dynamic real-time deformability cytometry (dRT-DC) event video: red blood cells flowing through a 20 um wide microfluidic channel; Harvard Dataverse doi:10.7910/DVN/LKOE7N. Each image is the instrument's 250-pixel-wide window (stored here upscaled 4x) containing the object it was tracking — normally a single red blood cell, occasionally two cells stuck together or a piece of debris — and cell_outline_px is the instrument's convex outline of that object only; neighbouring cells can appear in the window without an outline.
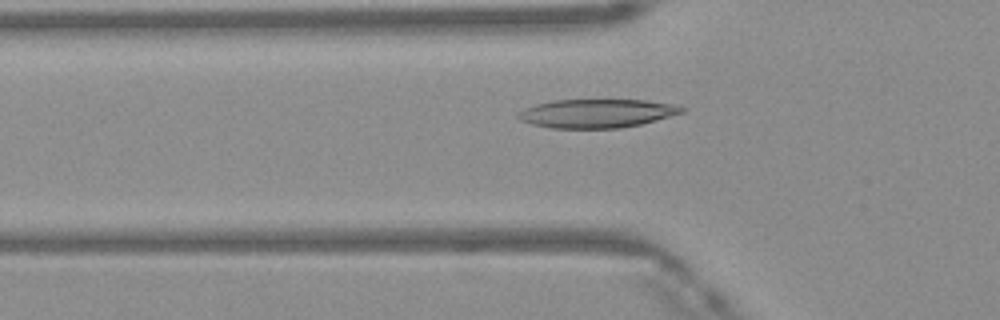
{"species": "Egyptian fruit bat (a non-hibernating species)", "species_latin": "Rousettus aegyptiacus", "temperature_condition": "warm", "stored_images_in_passage": 40, "camera_frame_rate_fps": 3000, "um_per_image_px": 0.085, "frame": {"image": 1, "passage_image": 11, "time_ms": 3.333, "image_size_px": [1000, 320], "cell_outline_px": [[684, 112], [656, 120], [640, 124], [620, 128], [552, 128], [532, 124], [520, 120], [516, 116], [524, 108], [536, 104], [552, 100], [648, 100], [676, 104], [684, 108]], "centroid_in_image_um": [50.73, 9.63], "position_along_channel_um": 75.1, "area_um2": 27.28}}
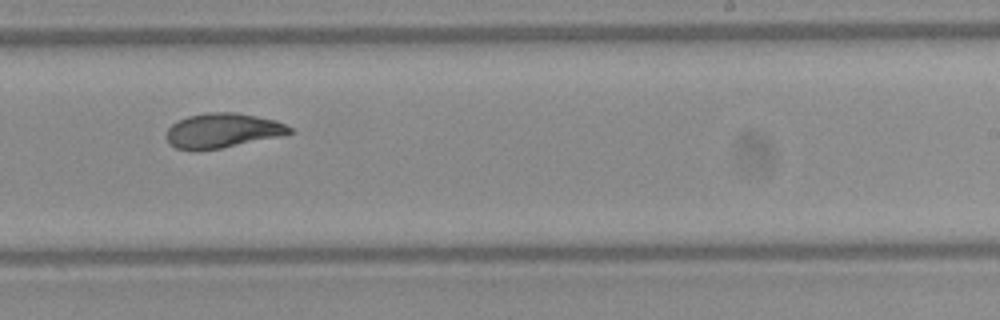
{"frame": {"image": 2, "passage_image": 25, "time_ms": 8.0, "image_size_px": [1000, 320], "cell_outline_px": [[292, 132], [276, 136], [220, 148], [196, 152], [176, 148], [168, 144], [164, 136], [168, 128], [172, 124], [188, 116], [208, 112], [236, 112], [276, 120], [292, 128]], "centroid_in_image_um": [18.81, 11.1], "position_along_channel_um": 270.2, "area_um2": 24.8}}
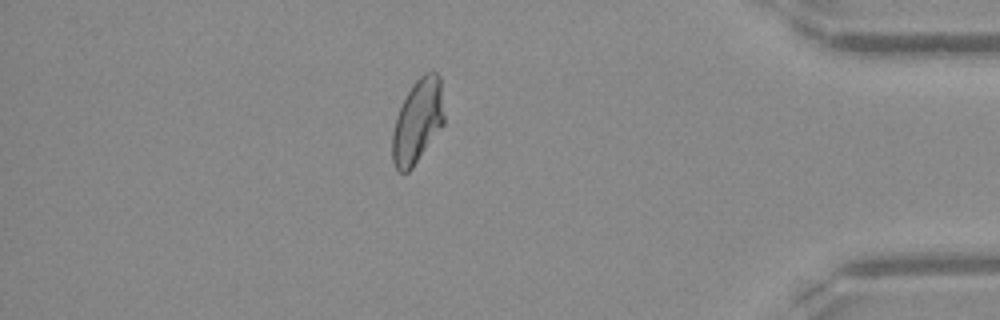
{"frame": {"image": 3, "passage_image": 37, "time_ms": 12.0, "image_size_px": [1000, 320], "cell_outline_px": [[444, 124], [412, 168], [408, 172], [400, 172], [396, 168], [392, 160], [392, 132], [396, 116], [412, 84], [424, 72], [436, 72], [440, 76], [444, 116]], "centroid_in_image_um": [35.49, 10.3], "position_along_channel_um": 399.7, "area_um2": 25.2}, "authors_computed_cell_mechanics": {"area_um2": 25.3742, "velocity_mm_per_s": 4.1599, "shape_relaxation_time_tau1_ms": 7.1365, "shape_relaxation_time_tau2_ms": 2.0157, "deformation_change_tau1": 0.235, "deformation_change_tau2": 0.0523}}